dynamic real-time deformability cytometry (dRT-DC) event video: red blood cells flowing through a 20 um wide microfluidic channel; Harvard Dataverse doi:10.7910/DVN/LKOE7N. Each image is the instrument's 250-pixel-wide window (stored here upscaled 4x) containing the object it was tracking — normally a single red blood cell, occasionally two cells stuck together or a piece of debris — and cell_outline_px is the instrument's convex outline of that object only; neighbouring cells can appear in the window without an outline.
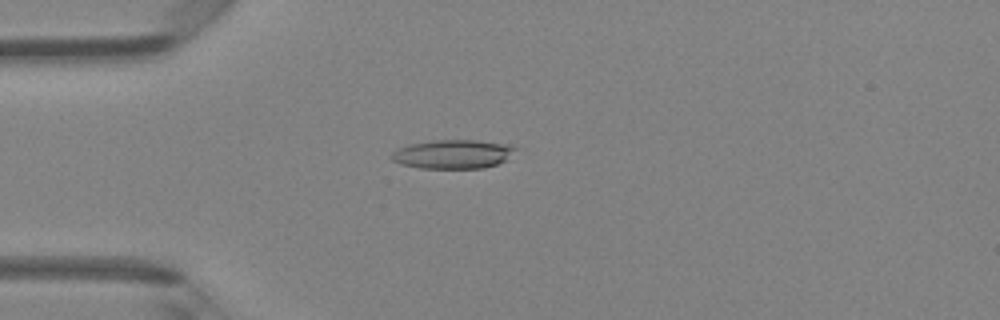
{"species": "Egyptian fruit bat (a non-hibernating species)", "species_latin": "Rousettus aegyptiacus", "temperature_condition": "room temperature", "stored_images_in_passage": 47, "camera_frame_rate_fps": 3000, "um_per_image_px": 0.085, "animal": {"sex": "female"}, "frame": {"image": 1, "passage_image": 13, "time_ms": 4.0, "image_size_px": [1000, 320], "cell_outline_px": [[516, 148], [508, 160], [484, 168], [420, 168], [400, 164], [392, 160], [392, 152], [408, 144], [432, 140], [476, 140], [504, 144]], "centroid_in_image_um": [38.48, 13.1], "position_along_channel_um": 46.5, "area_um2": 20.75}}
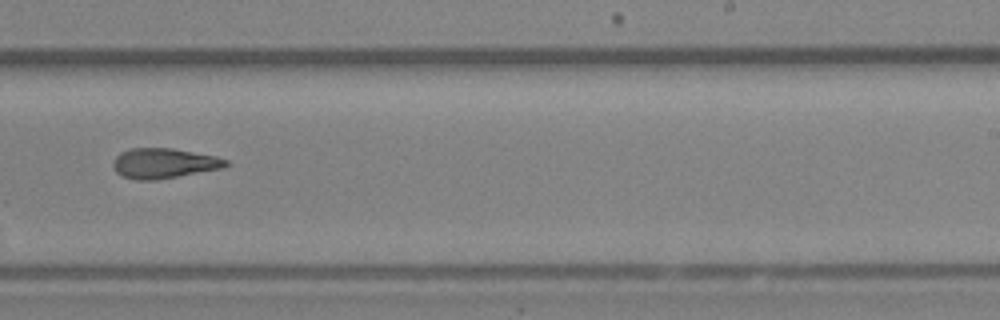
{"frame": {"image": 2, "passage_image": 30, "time_ms": 9.667, "image_size_px": [1000, 320], "cell_outline_px": [[228, 164], [224, 168], [156, 180], [136, 180], [120, 176], [116, 172], [112, 164], [116, 156], [120, 152], [132, 148], [172, 148], [216, 156], [228, 160]], "centroid_in_image_um": [13.92, 13.88], "position_along_channel_um": 275.1, "area_um2": 19.88}}
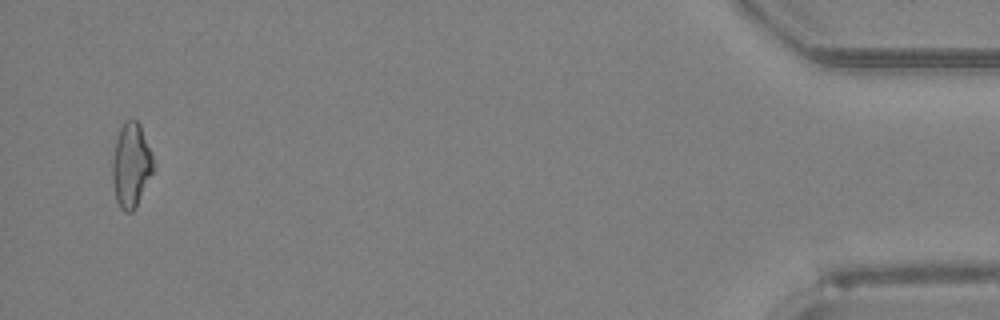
{"frame": {"image": 3, "passage_image": 46, "time_ms": 15.0, "image_size_px": [1000, 320], "cell_outline_px": [[156, 168], [136, 208], [132, 212], [124, 212], [120, 208], [116, 200], [112, 184], [112, 160], [116, 140], [120, 128], [124, 120], [136, 120], [140, 124], [152, 156]], "centroid_in_image_um": [11.15, 14.09], "position_along_channel_um": 424.0, "area_um2": 20.46}, "authors_computed_cell_mechanics": {"area_um2": 20.2878, "velocity_mm_per_s": 4.3582, "shape_relaxation_time_tau1_ms": null, "shape_relaxation_time_tau2_ms": 4.1258, "deformation_change_tau1": null, "deformation_change_tau2": 0.1546}}